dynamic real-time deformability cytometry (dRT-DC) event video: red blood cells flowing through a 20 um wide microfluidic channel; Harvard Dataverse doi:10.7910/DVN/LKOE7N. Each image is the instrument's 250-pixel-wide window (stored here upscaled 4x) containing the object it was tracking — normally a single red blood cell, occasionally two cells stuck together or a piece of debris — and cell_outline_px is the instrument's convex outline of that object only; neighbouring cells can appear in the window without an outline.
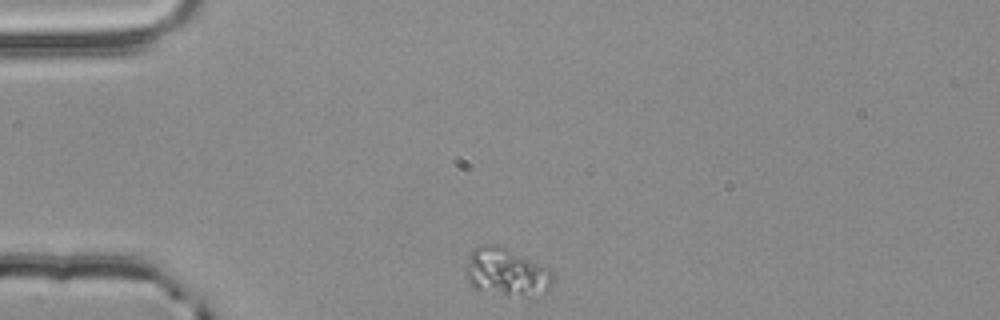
{"species": "common noctule bat (a hibernating species)", "species_latin": "Nyctalus noctula", "temperature_condition": "room temperature", "stored_images_in_passage": 44, "camera_frame_rate_fps": 3000, "um_per_image_px": 0.085, "animal": {"sex": "male", "body_mass_g": 20.4}, "frame": {"image": 1, "passage_image": 1, "time_ms": 0.0, "image_size_px": [1000, 320], "cell_outline_px": [[552, 284], [536, 300], [528, 300], [472, 288], [468, 280], [468, 256], [472, 248], [480, 244], [500, 244], [552, 268]], "centroid_in_image_um": [43.13, 23.15], "position_along_channel_um": 41.9, "area_um2": 25.32}}
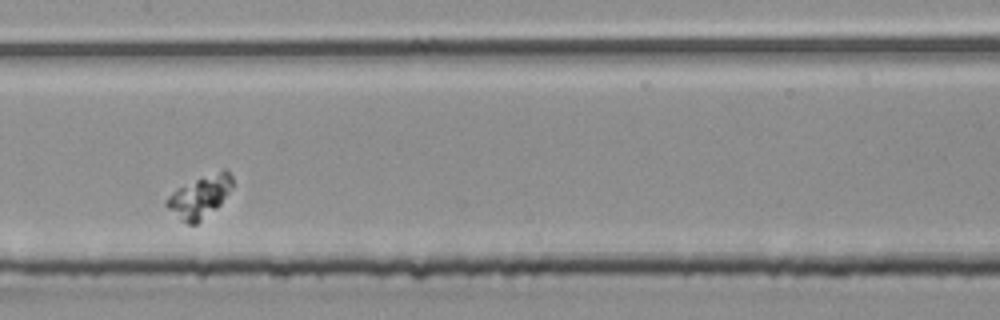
{"frame": {"image": 2, "passage_image": 16, "time_ms": 5.0, "image_size_px": [1000, 320], "cell_outline_px": [[232, 184], [228, 192], [220, 204], [216, 208], [196, 224], [188, 224], [180, 220], [164, 204], [164, 200], [172, 192], [196, 180], [224, 168], [232, 176]], "centroid_in_image_um": [16.96, 16.74], "position_along_channel_um": 190.4, "area_um2": 15.61}}
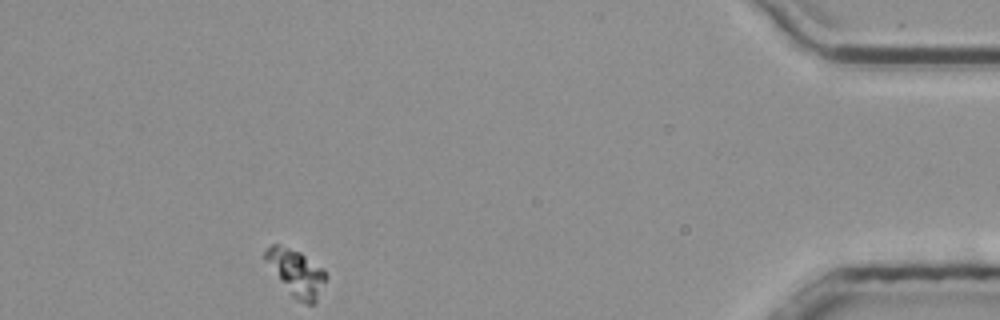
{"frame": {"image": 3, "passage_image": 39, "time_ms": 12.667, "image_size_px": [1000, 320], "cell_outline_px": [[328, 276], [316, 300], [312, 304], [308, 304], [296, 300], [292, 296], [280, 280], [264, 256], [264, 252], [272, 244], [276, 244], [300, 252], [324, 268]], "centroid_in_image_um": [25.24, 23.19], "position_along_channel_um": 410.0, "area_um2": 15.9}}